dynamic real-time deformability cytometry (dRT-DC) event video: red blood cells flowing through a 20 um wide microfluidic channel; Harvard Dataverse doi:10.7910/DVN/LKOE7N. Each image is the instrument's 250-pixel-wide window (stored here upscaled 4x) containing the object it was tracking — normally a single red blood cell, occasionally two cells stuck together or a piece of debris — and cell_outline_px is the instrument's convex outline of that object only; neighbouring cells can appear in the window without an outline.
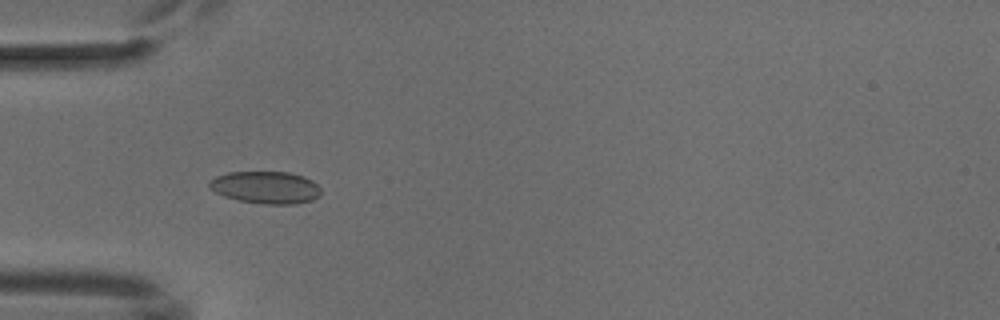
{"species": "common noctule bat (a hibernating species)", "species_latin": "Nyctalus noctula", "temperature_condition": "cold", "stored_images_in_passage": 41, "camera_frame_rate_fps": 3000, "um_per_image_px": 0.085, "animal": {"sex": "male", "body_mass_g": 18.8}, "frame": {"image": 1, "passage_image": 5, "time_ms": 1.333, "image_size_px": [1000, 320], "cell_outline_px": [[320, 196], [312, 200], [296, 204], [264, 204], [240, 200], [224, 196], [208, 188], [208, 184], [216, 176], [228, 172], [288, 172], [304, 176], [312, 180], [320, 188]], "centroid_in_image_um": [22.6, 15.93], "position_along_channel_um": 62.4, "area_um2": 20.98}}
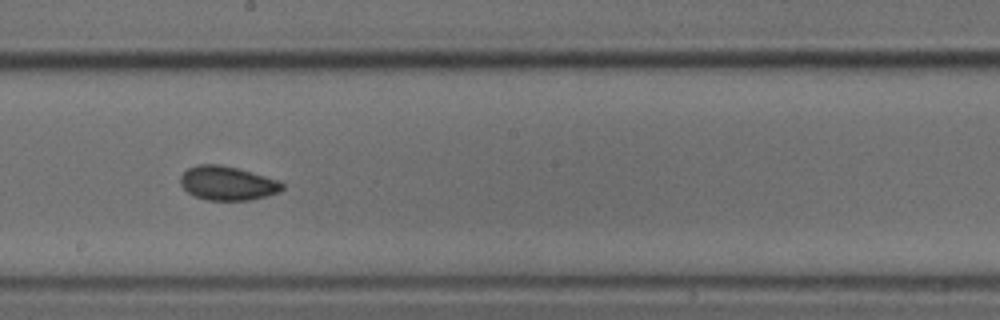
{"frame": {"image": 2, "passage_image": 18, "time_ms": 5.667, "image_size_px": [1000, 320], "cell_outline_px": [[284, 188], [280, 192], [248, 200], [208, 200], [196, 196], [188, 192], [180, 184], [180, 176], [188, 168], [196, 164], [220, 164], [236, 168], [264, 176], [276, 180], [284, 184]], "centroid_in_image_um": [19.3, 15.57], "position_along_channel_um": 228.9, "area_um2": 19.94}}
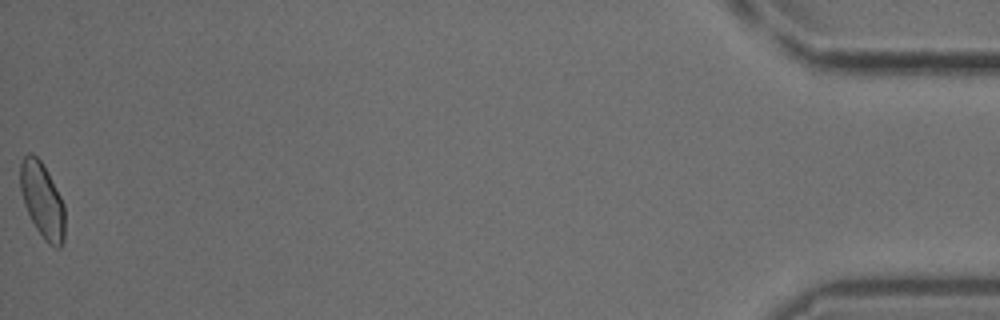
{"frame": {"image": 3, "passage_image": 41, "time_ms": 13.333, "image_size_px": [1000, 320], "cell_outline_px": [[64, 240], [60, 248], [56, 248], [48, 244], [44, 240], [36, 228], [24, 204], [20, 188], [20, 164], [24, 156], [28, 152], [32, 152], [40, 160], [48, 172], [64, 204]], "centroid_in_image_um": [3.59, 17.02], "position_along_channel_um": 431.6, "area_um2": 19.54}}